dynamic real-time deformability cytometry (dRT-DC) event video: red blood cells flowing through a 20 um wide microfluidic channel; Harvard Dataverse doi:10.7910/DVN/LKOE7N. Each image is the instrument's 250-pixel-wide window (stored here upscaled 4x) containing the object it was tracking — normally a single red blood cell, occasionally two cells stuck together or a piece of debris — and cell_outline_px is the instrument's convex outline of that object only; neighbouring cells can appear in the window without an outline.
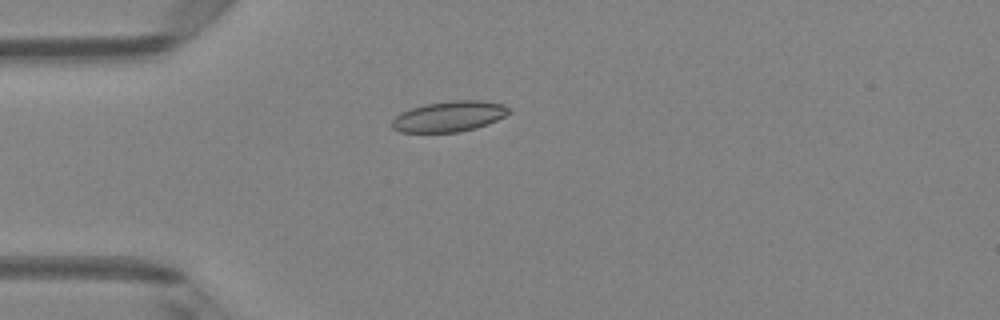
{"species": "Egyptian fruit bat (a non-hibernating species)", "species_latin": "Rousettus aegyptiacus", "temperature_condition": "room temperature", "stored_images_in_passage": 2, "camera_frame_rate_fps": 3000, "um_per_image_px": 0.085, "animal": {"sex": "female"}, "frame": {"image": 1, "passage_image": 2, "time_ms": 0.333, "image_size_px": [1000, 320], "cell_outline_px": [[512, 112], [488, 124], [476, 128], [460, 132], [400, 132], [392, 128], [392, 120], [400, 112], [424, 104], [452, 100], [484, 100], [504, 104]], "centroid_in_image_um": [38.19, 9.89], "position_along_channel_um": 46.8, "area_um2": 20.98}}